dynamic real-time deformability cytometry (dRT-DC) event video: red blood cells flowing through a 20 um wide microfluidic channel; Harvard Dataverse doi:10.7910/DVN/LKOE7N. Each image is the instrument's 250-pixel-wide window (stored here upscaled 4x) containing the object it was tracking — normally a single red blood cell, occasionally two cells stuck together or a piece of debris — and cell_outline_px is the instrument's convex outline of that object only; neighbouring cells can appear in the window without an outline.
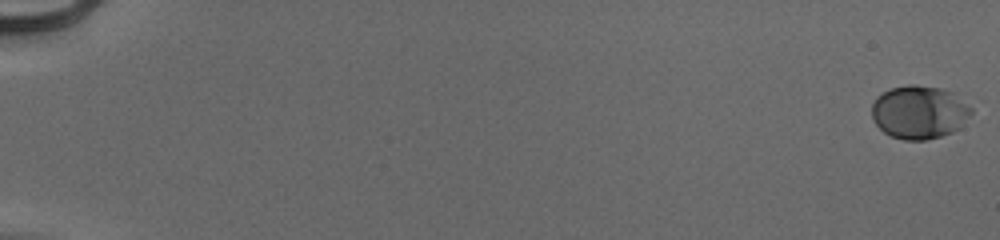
{"species": "human", "species_latin": "Homo sapiens", "temperature_condition": "cold", "stored_images_in_passage": 56, "camera_frame_rate_fps": 3000, "um_per_image_px": 0.085, "donor": {"sex": "male"}, "frame": {"image": 1, "passage_image": 1, "time_ms": 0.0, "image_size_px": [1000, 240], "cell_outline_px": [[972, 112], [960, 128], [952, 132], [940, 136], [924, 140], [904, 140], [892, 136], [884, 132], [876, 124], [872, 116], [872, 104], [876, 96], [888, 88], [908, 84], [912, 84], [940, 88], [952, 92], [972, 108]], "centroid_in_image_um": [78.11, 9.52], "position_along_channel_um": 6.9, "area_um2": 30.92}}
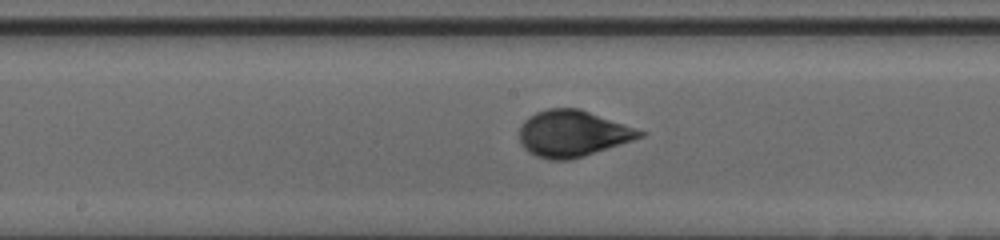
{"frame": {"image": 2, "passage_image": 32, "time_ms": 10.333, "image_size_px": [1000, 240], "cell_outline_px": [[648, 132], [644, 136], [584, 156], [568, 160], [548, 160], [536, 156], [528, 152], [520, 144], [520, 124], [528, 116], [536, 112], [548, 108], [580, 108]], "centroid_in_image_um": [48.66, 11.34], "position_along_channel_um": 199.5, "area_um2": 32.71}}
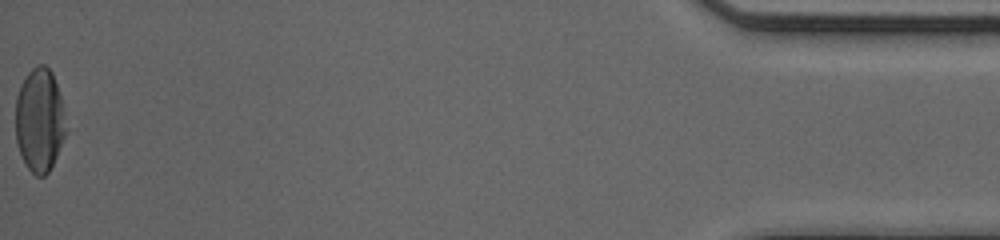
{"frame": {"image": 3, "passage_image": 56, "time_ms": 18.333, "image_size_px": [1000, 240], "cell_outline_px": [[64, 136], [56, 156], [48, 172], [44, 176], [36, 176], [28, 168], [20, 152], [16, 140], [16, 96], [20, 84], [28, 72], [36, 64], [44, 64], [52, 72], [60, 96], [64, 128]], "centroid_in_image_um": [3.32, 10.18], "position_along_channel_um": 431.9, "area_um2": 29.77}, "authors_computed_cell_mechanics": {"area_um2": 30.345, "velocity_mm_per_s": 3.955, "shape_relaxation_time_tau1_ms": 4.1246, "shape_relaxation_time_tau2_ms": null, "deformation_change_tau1": 0.1909, "deformation_change_tau2": null}}